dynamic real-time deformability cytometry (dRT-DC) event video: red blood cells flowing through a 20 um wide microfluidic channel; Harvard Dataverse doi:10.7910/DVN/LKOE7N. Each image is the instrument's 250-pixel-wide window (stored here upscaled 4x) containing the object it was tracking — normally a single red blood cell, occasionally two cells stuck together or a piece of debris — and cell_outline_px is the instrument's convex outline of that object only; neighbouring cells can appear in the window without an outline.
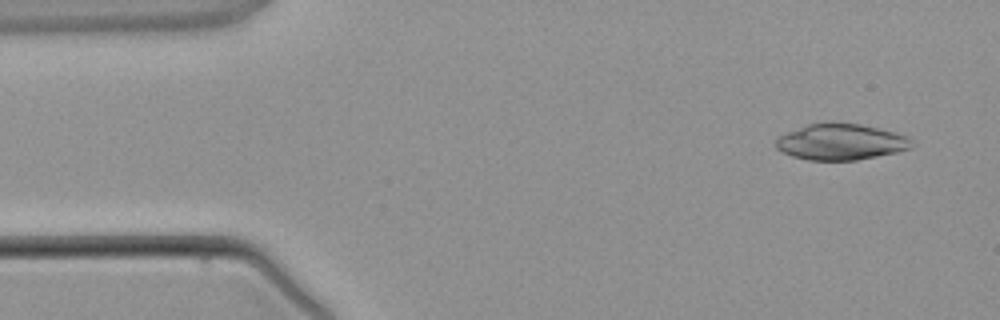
{"species": "common noctule bat (a hibernating species)", "species_latin": "Nyctalus noctula", "temperature_condition": "warm", "stored_images_in_passage": 3, "camera_frame_rate_fps": 3000, "um_per_image_px": 0.085, "animal": {"sex": "male", "body_mass_g": 21.5, "forearm_length_mm": 52.0}, "frame": {"image": 1, "passage_image": 1, "time_ms": 0.0, "image_size_px": [1000, 320], "cell_outline_px": [[912, 148], [896, 152], [856, 160], [808, 160], [792, 156], [776, 148], [776, 140], [780, 136], [788, 132], [808, 124], [860, 124], [908, 136], [912, 140]], "centroid_in_image_um": [71.48, 12.09], "position_along_channel_um": 13.5, "area_um2": 27.86}}
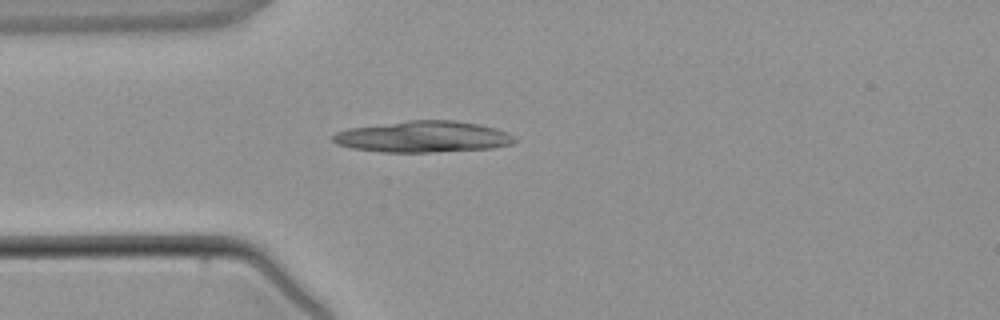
{"frame": {"image": 2, "passage_image": 3, "time_ms": 2.667, "image_size_px": [1000, 320], "cell_outline_px": [[520, 140], [512, 144], [492, 148], [432, 152], [380, 152], [352, 148], [336, 144], [332, 140], [332, 136], [336, 132], [348, 128], [408, 120], [456, 120], [480, 124], [496, 128], [508, 132]], "centroid_in_image_um": [35.99, 11.62], "position_along_channel_um": 49.0, "area_um2": 33.47}}